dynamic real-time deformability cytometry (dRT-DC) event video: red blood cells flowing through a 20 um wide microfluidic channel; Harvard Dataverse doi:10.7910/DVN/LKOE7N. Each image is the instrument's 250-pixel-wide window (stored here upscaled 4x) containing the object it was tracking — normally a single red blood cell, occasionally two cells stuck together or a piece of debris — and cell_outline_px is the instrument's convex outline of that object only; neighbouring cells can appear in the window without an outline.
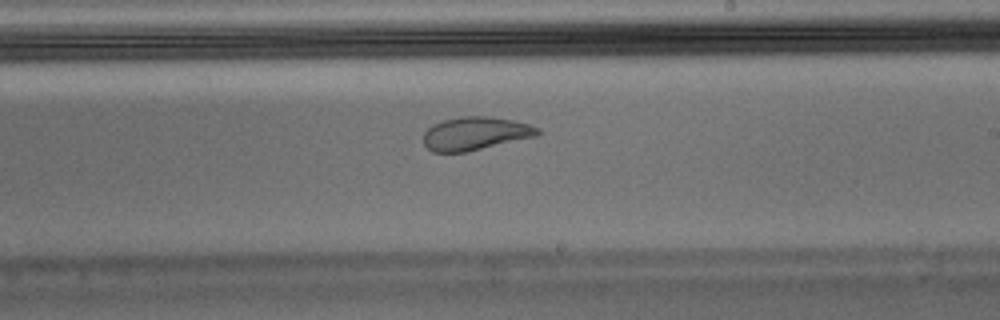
{"species": "Egyptian fruit bat (a non-hibernating species)", "species_latin": "Rousettus aegyptiacus", "temperature_condition": "warm", "stored_images_in_passage": 52, "camera_frame_rate_fps": 3000, "um_per_image_px": 0.085, "animal": {"sex": "male"}, "frame": {"image": 1, "passage_image": 30, "time_ms": 9.667, "image_size_px": [1000, 320], "cell_outline_px": [[540, 132], [536, 136], [464, 152], [432, 152], [424, 144], [424, 132], [432, 124], [444, 120], [460, 116], [492, 116], [512, 120], [528, 124], [540, 128]], "centroid_in_image_um": [40.38, 11.33], "position_along_channel_um": 248.6, "area_um2": 21.96}, "authors_computed_cell_mechanics": {"area_um2": 24.0159, "velocity_mm_per_s": 3.7086, "shape_relaxation_time_tau1_ms": null, "shape_relaxation_time_tau2_ms": 1.3489, "deformation_change_tau1": null, "deformation_change_tau2": 0.0771}}